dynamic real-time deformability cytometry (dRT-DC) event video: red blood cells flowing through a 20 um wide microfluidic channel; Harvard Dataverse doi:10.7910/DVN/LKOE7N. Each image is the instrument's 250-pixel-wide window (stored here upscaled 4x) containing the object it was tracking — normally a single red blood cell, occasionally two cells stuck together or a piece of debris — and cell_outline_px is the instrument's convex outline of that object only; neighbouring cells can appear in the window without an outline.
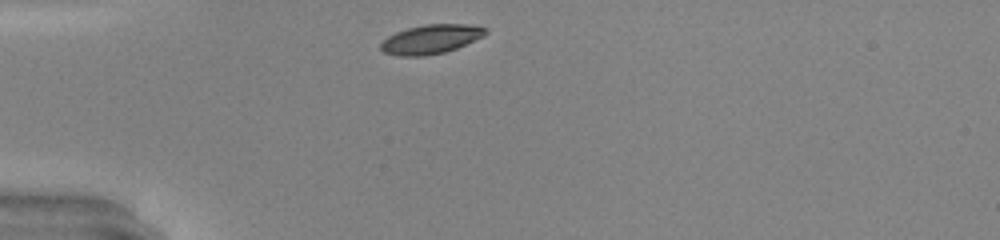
{"species": "common noctule bat (a hibernating species)", "species_latin": "Nyctalus noctula", "temperature_condition": "warm", "stored_images_in_passage": 27, "camera_frame_rate_fps": 3000, "um_per_image_px": 0.085, "animal": {"sex": "male", "body_mass_g": 20.0, "forearm_length_mm": 53.3}, "frame": {"image": 1, "passage_image": 1, "time_ms": 0.0, "image_size_px": [1000, 240], "cell_outline_px": [[488, 32], [484, 36], [456, 48], [444, 52], [420, 56], [396, 56], [384, 52], [380, 48], [380, 44], [388, 36], [396, 32], [408, 28], [428, 24], [468, 24], [488, 28]], "centroid_in_image_um": [36.63, 3.33], "position_along_channel_um": 48.4, "area_um2": 17.69}, "authors_computed_cell_mechanics": {"area_um2": 18.3804, "velocity_mm_per_s": 4.2218, "shape_relaxation_time_tau1_ms": 2.2845, "shape_relaxation_time_tau2_ms": null, "deformation_change_tau1": 0.1143, "deformation_change_tau2": null}}